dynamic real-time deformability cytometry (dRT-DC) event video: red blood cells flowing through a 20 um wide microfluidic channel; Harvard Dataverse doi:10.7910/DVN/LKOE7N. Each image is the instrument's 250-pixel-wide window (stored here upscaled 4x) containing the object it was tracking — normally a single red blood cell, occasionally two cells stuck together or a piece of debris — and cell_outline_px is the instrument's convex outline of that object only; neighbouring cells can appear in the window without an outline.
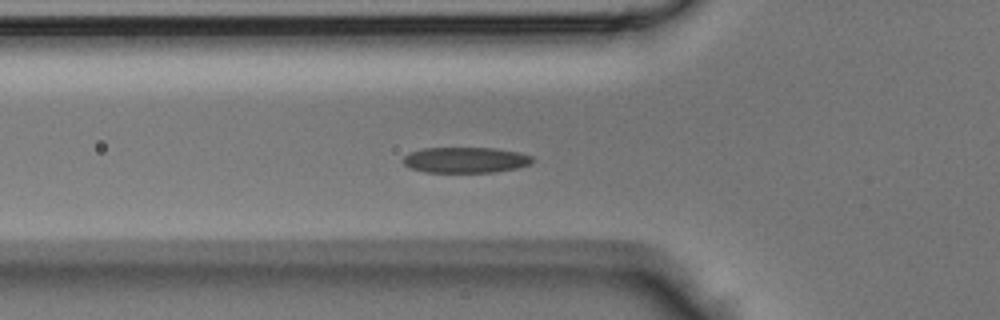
{"species": "Egyptian fruit bat (a non-hibernating species)", "species_latin": "Rousettus aegyptiacus", "temperature_condition": "room temperature", "stored_images_in_passage": 45, "camera_frame_rate_fps": 3000, "um_per_image_px": 0.085, "animal": {"sex": "male"}, "frame": {"image": 1, "passage_image": 15, "time_ms": 4.667, "image_size_px": [1000, 320], "cell_outline_px": [[532, 164], [516, 168], [492, 172], [424, 172], [412, 168], [404, 164], [400, 160], [408, 152], [424, 148], [492, 148], [520, 152], [532, 156]], "centroid_in_image_um": [39.54, 13.59], "position_along_channel_um": 86.3, "area_um2": 19.42}}
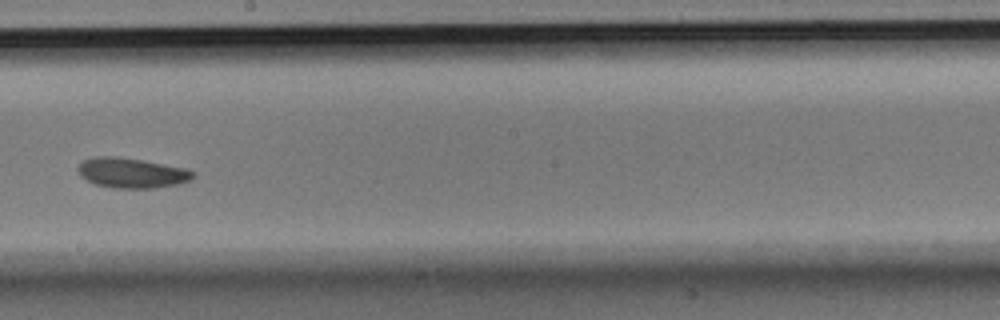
{"frame": {"image": 2, "passage_image": 25, "time_ms": 8.0, "image_size_px": [1000, 320], "cell_outline_px": [[196, 176], [180, 184], [152, 188], [116, 188], [96, 184], [80, 176], [76, 168], [84, 160], [96, 156], [116, 156], [140, 160], [184, 168], [196, 172]], "centroid_in_image_um": [11.19, 14.7], "position_along_channel_um": 237.0, "area_um2": 20.0}}
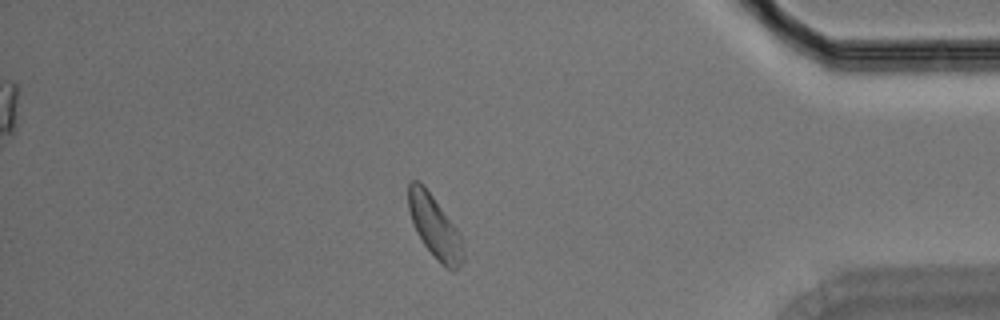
{"frame": {"image": 3, "passage_image": 38, "time_ms": 12.333, "image_size_px": [1000, 320], "cell_outline_px": [[464, 260], [456, 268], [448, 268], [424, 244], [416, 232], [408, 208], [408, 184], [412, 180], [420, 180], [424, 184], [460, 232], [464, 252]], "centroid_in_image_um": [36.94, 19.18], "position_along_channel_um": 398.3, "area_um2": 19.59}}